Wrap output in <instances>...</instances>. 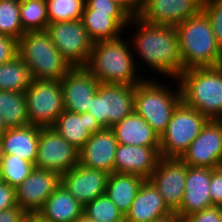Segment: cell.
Instances as JSON below:
<instances>
[{"instance_id": "6da1fadb", "label": "cell", "mask_w": 222, "mask_h": 222, "mask_svg": "<svg viewBox=\"0 0 222 222\" xmlns=\"http://www.w3.org/2000/svg\"><path fill=\"white\" fill-rule=\"evenodd\" d=\"M129 24H135L139 30L131 37L133 53L136 51L141 62L161 75L177 78L183 72V63L175 27L149 24L139 17H132Z\"/></svg>"}, {"instance_id": "7a4b0ae2", "label": "cell", "mask_w": 222, "mask_h": 222, "mask_svg": "<svg viewBox=\"0 0 222 222\" xmlns=\"http://www.w3.org/2000/svg\"><path fill=\"white\" fill-rule=\"evenodd\" d=\"M121 36L93 43L85 68L100 82L136 86L145 78L136 77V65L131 45ZM132 53H131V52ZM136 65V66H135Z\"/></svg>"}, {"instance_id": "3957f363", "label": "cell", "mask_w": 222, "mask_h": 222, "mask_svg": "<svg viewBox=\"0 0 222 222\" xmlns=\"http://www.w3.org/2000/svg\"><path fill=\"white\" fill-rule=\"evenodd\" d=\"M183 71L222 65V48L216 41L209 18L201 10L175 26Z\"/></svg>"}, {"instance_id": "277c9868", "label": "cell", "mask_w": 222, "mask_h": 222, "mask_svg": "<svg viewBox=\"0 0 222 222\" xmlns=\"http://www.w3.org/2000/svg\"><path fill=\"white\" fill-rule=\"evenodd\" d=\"M176 79L184 105L209 120H222V65L187 69Z\"/></svg>"}, {"instance_id": "5b68a950", "label": "cell", "mask_w": 222, "mask_h": 222, "mask_svg": "<svg viewBox=\"0 0 222 222\" xmlns=\"http://www.w3.org/2000/svg\"><path fill=\"white\" fill-rule=\"evenodd\" d=\"M18 56L27 65L33 80L60 81L73 68L46 30L25 32L18 39Z\"/></svg>"}, {"instance_id": "8992f818", "label": "cell", "mask_w": 222, "mask_h": 222, "mask_svg": "<svg viewBox=\"0 0 222 222\" xmlns=\"http://www.w3.org/2000/svg\"><path fill=\"white\" fill-rule=\"evenodd\" d=\"M173 88L150 80H143L135 86L134 112L140 115L158 134L159 137L167 129L168 122L181 101L179 85Z\"/></svg>"}, {"instance_id": "52a82bcc", "label": "cell", "mask_w": 222, "mask_h": 222, "mask_svg": "<svg viewBox=\"0 0 222 222\" xmlns=\"http://www.w3.org/2000/svg\"><path fill=\"white\" fill-rule=\"evenodd\" d=\"M208 121L207 117L181 102L174 110L167 129L160 137V156L180 158Z\"/></svg>"}, {"instance_id": "ba28073f", "label": "cell", "mask_w": 222, "mask_h": 222, "mask_svg": "<svg viewBox=\"0 0 222 222\" xmlns=\"http://www.w3.org/2000/svg\"><path fill=\"white\" fill-rule=\"evenodd\" d=\"M135 86L99 83L87 112L102 128H111L134 112Z\"/></svg>"}, {"instance_id": "9c48e42d", "label": "cell", "mask_w": 222, "mask_h": 222, "mask_svg": "<svg viewBox=\"0 0 222 222\" xmlns=\"http://www.w3.org/2000/svg\"><path fill=\"white\" fill-rule=\"evenodd\" d=\"M29 125L52 127L63 112V94L58 80H32L25 91Z\"/></svg>"}, {"instance_id": "30bf717a", "label": "cell", "mask_w": 222, "mask_h": 222, "mask_svg": "<svg viewBox=\"0 0 222 222\" xmlns=\"http://www.w3.org/2000/svg\"><path fill=\"white\" fill-rule=\"evenodd\" d=\"M46 31L54 46L72 67L87 65L94 42L81 19L49 23Z\"/></svg>"}, {"instance_id": "8fae6325", "label": "cell", "mask_w": 222, "mask_h": 222, "mask_svg": "<svg viewBox=\"0 0 222 222\" xmlns=\"http://www.w3.org/2000/svg\"><path fill=\"white\" fill-rule=\"evenodd\" d=\"M79 164V150L52 127L40 130L35 167L62 174Z\"/></svg>"}, {"instance_id": "7c38bea8", "label": "cell", "mask_w": 222, "mask_h": 222, "mask_svg": "<svg viewBox=\"0 0 222 222\" xmlns=\"http://www.w3.org/2000/svg\"><path fill=\"white\" fill-rule=\"evenodd\" d=\"M180 159L190 167H222V120H209Z\"/></svg>"}, {"instance_id": "4fadbf2b", "label": "cell", "mask_w": 222, "mask_h": 222, "mask_svg": "<svg viewBox=\"0 0 222 222\" xmlns=\"http://www.w3.org/2000/svg\"><path fill=\"white\" fill-rule=\"evenodd\" d=\"M186 174L187 165L180 158L161 157L149 178L173 213H177L181 208Z\"/></svg>"}, {"instance_id": "5bb4252c", "label": "cell", "mask_w": 222, "mask_h": 222, "mask_svg": "<svg viewBox=\"0 0 222 222\" xmlns=\"http://www.w3.org/2000/svg\"><path fill=\"white\" fill-rule=\"evenodd\" d=\"M60 183L61 175L57 172L35 167L15 188L17 205L28 215H36Z\"/></svg>"}, {"instance_id": "9a60e30c", "label": "cell", "mask_w": 222, "mask_h": 222, "mask_svg": "<svg viewBox=\"0 0 222 222\" xmlns=\"http://www.w3.org/2000/svg\"><path fill=\"white\" fill-rule=\"evenodd\" d=\"M203 0H142L137 16L149 24L177 26L202 10Z\"/></svg>"}, {"instance_id": "2e32d148", "label": "cell", "mask_w": 222, "mask_h": 222, "mask_svg": "<svg viewBox=\"0 0 222 222\" xmlns=\"http://www.w3.org/2000/svg\"><path fill=\"white\" fill-rule=\"evenodd\" d=\"M99 83L85 67H73L60 80L64 109L73 113H86Z\"/></svg>"}, {"instance_id": "e0dca14e", "label": "cell", "mask_w": 222, "mask_h": 222, "mask_svg": "<svg viewBox=\"0 0 222 222\" xmlns=\"http://www.w3.org/2000/svg\"><path fill=\"white\" fill-rule=\"evenodd\" d=\"M109 174L96 169L76 165L61 174V183L84 207L97 197L105 194Z\"/></svg>"}, {"instance_id": "ac0fdd59", "label": "cell", "mask_w": 222, "mask_h": 222, "mask_svg": "<svg viewBox=\"0 0 222 222\" xmlns=\"http://www.w3.org/2000/svg\"><path fill=\"white\" fill-rule=\"evenodd\" d=\"M118 141L111 128H102L91 134L79 150V164L90 169L114 173L115 152Z\"/></svg>"}, {"instance_id": "d6986e66", "label": "cell", "mask_w": 222, "mask_h": 222, "mask_svg": "<svg viewBox=\"0 0 222 222\" xmlns=\"http://www.w3.org/2000/svg\"><path fill=\"white\" fill-rule=\"evenodd\" d=\"M159 150L160 147L118 144L114 173L137 175L148 180L161 158Z\"/></svg>"}, {"instance_id": "ffe728a7", "label": "cell", "mask_w": 222, "mask_h": 222, "mask_svg": "<svg viewBox=\"0 0 222 222\" xmlns=\"http://www.w3.org/2000/svg\"><path fill=\"white\" fill-rule=\"evenodd\" d=\"M211 169L187 166L185 192L180 210L176 213L181 221L190 214L214 206L210 197Z\"/></svg>"}, {"instance_id": "44dd1931", "label": "cell", "mask_w": 222, "mask_h": 222, "mask_svg": "<svg viewBox=\"0 0 222 222\" xmlns=\"http://www.w3.org/2000/svg\"><path fill=\"white\" fill-rule=\"evenodd\" d=\"M131 18L129 13H95L85 5L81 21L90 39L98 42L120 37Z\"/></svg>"}, {"instance_id": "7402d4cb", "label": "cell", "mask_w": 222, "mask_h": 222, "mask_svg": "<svg viewBox=\"0 0 222 222\" xmlns=\"http://www.w3.org/2000/svg\"><path fill=\"white\" fill-rule=\"evenodd\" d=\"M41 128L27 125L6 129L0 137V155H14L35 165Z\"/></svg>"}, {"instance_id": "603a6c76", "label": "cell", "mask_w": 222, "mask_h": 222, "mask_svg": "<svg viewBox=\"0 0 222 222\" xmlns=\"http://www.w3.org/2000/svg\"><path fill=\"white\" fill-rule=\"evenodd\" d=\"M52 128L77 150L84 146L91 134L102 129L90 113H73L65 109Z\"/></svg>"}, {"instance_id": "cb8c5ba5", "label": "cell", "mask_w": 222, "mask_h": 222, "mask_svg": "<svg viewBox=\"0 0 222 222\" xmlns=\"http://www.w3.org/2000/svg\"><path fill=\"white\" fill-rule=\"evenodd\" d=\"M158 189L148 179L144 180L125 215V222H152L171 214Z\"/></svg>"}, {"instance_id": "d4e9b609", "label": "cell", "mask_w": 222, "mask_h": 222, "mask_svg": "<svg viewBox=\"0 0 222 222\" xmlns=\"http://www.w3.org/2000/svg\"><path fill=\"white\" fill-rule=\"evenodd\" d=\"M84 207L60 183L36 213L42 222H74Z\"/></svg>"}, {"instance_id": "484cf974", "label": "cell", "mask_w": 222, "mask_h": 222, "mask_svg": "<svg viewBox=\"0 0 222 222\" xmlns=\"http://www.w3.org/2000/svg\"><path fill=\"white\" fill-rule=\"evenodd\" d=\"M118 144L160 147V137L138 114L133 112L111 127Z\"/></svg>"}, {"instance_id": "4316f807", "label": "cell", "mask_w": 222, "mask_h": 222, "mask_svg": "<svg viewBox=\"0 0 222 222\" xmlns=\"http://www.w3.org/2000/svg\"><path fill=\"white\" fill-rule=\"evenodd\" d=\"M144 178L131 174H109L106 194L125 216L144 182Z\"/></svg>"}, {"instance_id": "83f0119b", "label": "cell", "mask_w": 222, "mask_h": 222, "mask_svg": "<svg viewBox=\"0 0 222 222\" xmlns=\"http://www.w3.org/2000/svg\"><path fill=\"white\" fill-rule=\"evenodd\" d=\"M0 117L6 129L29 125L25 92L0 90Z\"/></svg>"}, {"instance_id": "f1b7e54d", "label": "cell", "mask_w": 222, "mask_h": 222, "mask_svg": "<svg viewBox=\"0 0 222 222\" xmlns=\"http://www.w3.org/2000/svg\"><path fill=\"white\" fill-rule=\"evenodd\" d=\"M25 62L17 55L11 61L0 65V90L25 92L32 82Z\"/></svg>"}, {"instance_id": "f546056e", "label": "cell", "mask_w": 222, "mask_h": 222, "mask_svg": "<svg viewBox=\"0 0 222 222\" xmlns=\"http://www.w3.org/2000/svg\"><path fill=\"white\" fill-rule=\"evenodd\" d=\"M20 21L24 32L46 30L49 19L46 0H20Z\"/></svg>"}, {"instance_id": "4dcf8cb0", "label": "cell", "mask_w": 222, "mask_h": 222, "mask_svg": "<svg viewBox=\"0 0 222 222\" xmlns=\"http://www.w3.org/2000/svg\"><path fill=\"white\" fill-rule=\"evenodd\" d=\"M35 165L14 155H0L2 181L17 188L33 171Z\"/></svg>"}, {"instance_id": "1f68e13d", "label": "cell", "mask_w": 222, "mask_h": 222, "mask_svg": "<svg viewBox=\"0 0 222 222\" xmlns=\"http://www.w3.org/2000/svg\"><path fill=\"white\" fill-rule=\"evenodd\" d=\"M24 33L20 21V0H0V34L18 40Z\"/></svg>"}, {"instance_id": "d6a6232c", "label": "cell", "mask_w": 222, "mask_h": 222, "mask_svg": "<svg viewBox=\"0 0 222 222\" xmlns=\"http://www.w3.org/2000/svg\"><path fill=\"white\" fill-rule=\"evenodd\" d=\"M83 213L97 222H125V216L106 193L85 205Z\"/></svg>"}, {"instance_id": "836d02e7", "label": "cell", "mask_w": 222, "mask_h": 222, "mask_svg": "<svg viewBox=\"0 0 222 222\" xmlns=\"http://www.w3.org/2000/svg\"><path fill=\"white\" fill-rule=\"evenodd\" d=\"M49 23L80 20L85 0H46Z\"/></svg>"}, {"instance_id": "e575fe53", "label": "cell", "mask_w": 222, "mask_h": 222, "mask_svg": "<svg viewBox=\"0 0 222 222\" xmlns=\"http://www.w3.org/2000/svg\"><path fill=\"white\" fill-rule=\"evenodd\" d=\"M202 11L209 18L216 41L222 48V0H203Z\"/></svg>"}, {"instance_id": "d590c367", "label": "cell", "mask_w": 222, "mask_h": 222, "mask_svg": "<svg viewBox=\"0 0 222 222\" xmlns=\"http://www.w3.org/2000/svg\"><path fill=\"white\" fill-rule=\"evenodd\" d=\"M182 222H222V207L211 206L190 214Z\"/></svg>"}, {"instance_id": "8d00e7d4", "label": "cell", "mask_w": 222, "mask_h": 222, "mask_svg": "<svg viewBox=\"0 0 222 222\" xmlns=\"http://www.w3.org/2000/svg\"><path fill=\"white\" fill-rule=\"evenodd\" d=\"M18 55V40L0 34V65L11 61Z\"/></svg>"}, {"instance_id": "74e56055", "label": "cell", "mask_w": 222, "mask_h": 222, "mask_svg": "<svg viewBox=\"0 0 222 222\" xmlns=\"http://www.w3.org/2000/svg\"><path fill=\"white\" fill-rule=\"evenodd\" d=\"M209 191L212 204L222 207V167L211 169Z\"/></svg>"}, {"instance_id": "f35d334b", "label": "cell", "mask_w": 222, "mask_h": 222, "mask_svg": "<svg viewBox=\"0 0 222 222\" xmlns=\"http://www.w3.org/2000/svg\"><path fill=\"white\" fill-rule=\"evenodd\" d=\"M85 5L95 13H128L114 0H85Z\"/></svg>"}, {"instance_id": "ab89813d", "label": "cell", "mask_w": 222, "mask_h": 222, "mask_svg": "<svg viewBox=\"0 0 222 222\" xmlns=\"http://www.w3.org/2000/svg\"><path fill=\"white\" fill-rule=\"evenodd\" d=\"M17 206L15 188L7 183L0 184V211Z\"/></svg>"}, {"instance_id": "60d3db41", "label": "cell", "mask_w": 222, "mask_h": 222, "mask_svg": "<svg viewBox=\"0 0 222 222\" xmlns=\"http://www.w3.org/2000/svg\"><path fill=\"white\" fill-rule=\"evenodd\" d=\"M28 214L18 205L0 211V222H22Z\"/></svg>"}, {"instance_id": "b9f144b4", "label": "cell", "mask_w": 222, "mask_h": 222, "mask_svg": "<svg viewBox=\"0 0 222 222\" xmlns=\"http://www.w3.org/2000/svg\"><path fill=\"white\" fill-rule=\"evenodd\" d=\"M122 6L132 17H137L142 8V0H114Z\"/></svg>"}, {"instance_id": "7bdbcfd3", "label": "cell", "mask_w": 222, "mask_h": 222, "mask_svg": "<svg viewBox=\"0 0 222 222\" xmlns=\"http://www.w3.org/2000/svg\"><path fill=\"white\" fill-rule=\"evenodd\" d=\"M152 222H182L176 213H171Z\"/></svg>"}, {"instance_id": "ee69618b", "label": "cell", "mask_w": 222, "mask_h": 222, "mask_svg": "<svg viewBox=\"0 0 222 222\" xmlns=\"http://www.w3.org/2000/svg\"><path fill=\"white\" fill-rule=\"evenodd\" d=\"M74 222H97L87 216L85 213H82Z\"/></svg>"}, {"instance_id": "f6af8a7d", "label": "cell", "mask_w": 222, "mask_h": 222, "mask_svg": "<svg viewBox=\"0 0 222 222\" xmlns=\"http://www.w3.org/2000/svg\"><path fill=\"white\" fill-rule=\"evenodd\" d=\"M22 222H37V217L35 215H28Z\"/></svg>"}, {"instance_id": "bcb514c9", "label": "cell", "mask_w": 222, "mask_h": 222, "mask_svg": "<svg viewBox=\"0 0 222 222\" xmlns=\"http://www.w3.org/2000/svg\"><path fill=\"white\" fill-rule=\"evenodd\" d=\"M6 128L3 125L2 118L0 117V137L4 134Z\"/></svg>"}, {"instance_id": "7dc6e473", "label": "cell", "mask_w": 222, "mask_h": 222, "mask_svg": "<svg viewBox=\"0 0 222 222\" xmlns=\"http://www.w3.org/2000/svg\"><path fill=\"white\" fill-rule=\"evenodd\" d=\"M3 183L2 181V176H1V173H0V184Z\"/></svg>"}]
</instances>
